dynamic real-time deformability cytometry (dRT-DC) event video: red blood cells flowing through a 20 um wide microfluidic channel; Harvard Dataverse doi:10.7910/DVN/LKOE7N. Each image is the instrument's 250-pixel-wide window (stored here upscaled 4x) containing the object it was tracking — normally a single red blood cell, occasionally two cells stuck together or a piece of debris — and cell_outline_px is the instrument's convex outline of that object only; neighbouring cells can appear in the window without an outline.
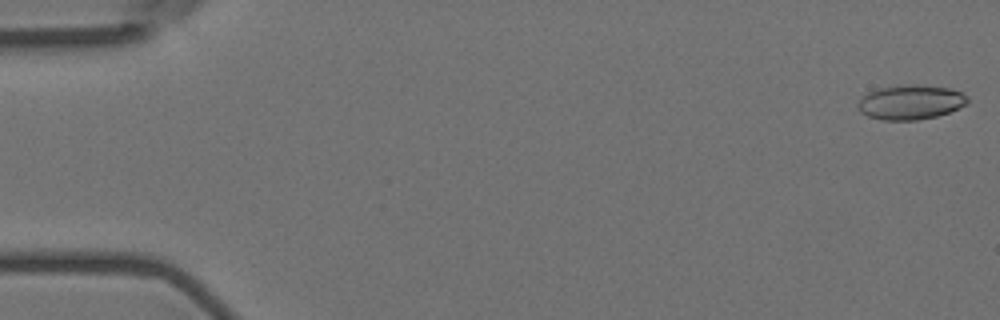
{"species": "Egyptian fruit bat (a non-hibernating species)", "species_latin": "Rousettus aegyptiacus", "temperature_condition": "room temperature", "stored_images_in_passage": 56, "camera_frame_rate_fps": 3000, "um_per_image_px": 0.085, "animal": {"sex": "female"}, "frame": {"image": 1, "passage_image": 1, "time_ms": 0.0, "image_size_px": [1000, 320], "cell_outline_px": [[968, 104], [948, 112], [936, 116], [916, 120], [880, 120], [868, 116], [860, 112], [856, 108], [856, 104], [868, 92], [880, 88], [908, 84], [920, 84], [952, 88], [968, 96]], "centroid_in_image_um": [77.4, 8.68], "position_along_channel_um": 7.6, "area_um2": 22.25}}
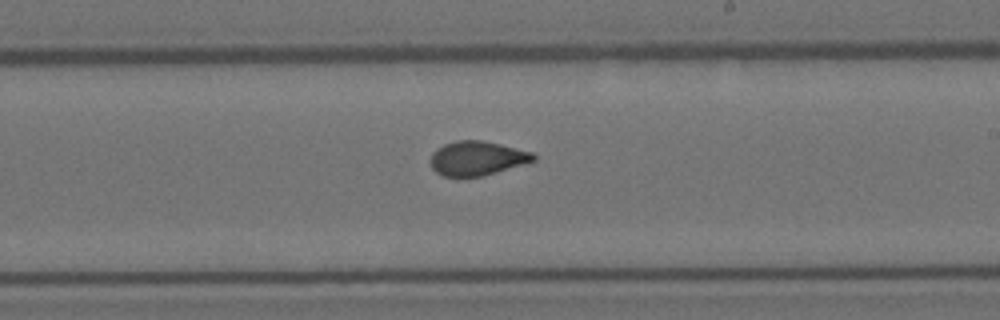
{"frame": {"image": 2, "passage_image": 33, "time_ms": 10.667, "image_size_px": [1000, 320], "cell_outline_px": [[536, 160], [496, 172], [480, 176], [444, 176], [436, 172], [432, 168], [428, 160], [432, 152], [436, 148], [444, 144], [456, 140], [480, 140], [500, 144], [532, 152], [536, 156]], "centroid_in_image_um": [40.5, 13.44], "position_along_channel_um": 248.5, "area_um2": 20.52}}
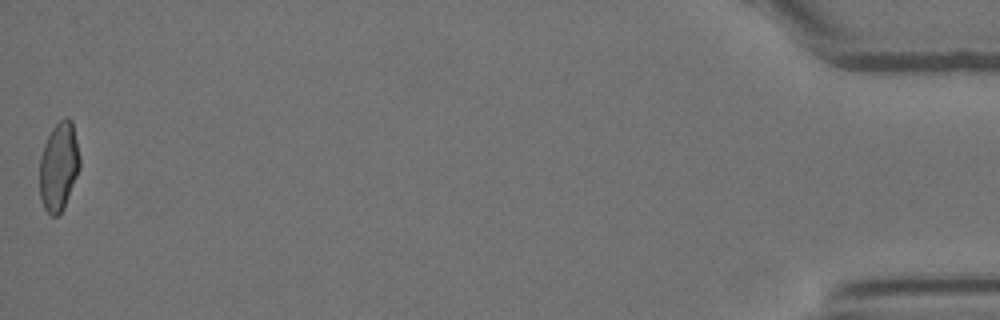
{"frame": {"image": 3, "passage_image": 56, "time_ms": 18.333, "image_size_px": [1000, 320], "cell_outline_px": [[80, 168], [64, 208], [56, 216], [52, 216], [44, 208], [40, 200], [40, 156], [44, 144], [52, 128], [64, 116], [68, 116], [72, 120], [80, 156]], "centroid_in_image_um": [5.0, 14.13], "position_along_channel_um": 430.2, "area_um2": 20.87}, "authors_computed_cell_mechanics": {"area_um2": 20.9525, "velocity_mm_per_s": 3.6257, "shape_relaxation_time_tau1_ms": 9.5838, "shape_relaxation_time_tau2_ms": 1.0678, "deformation_change_tau1": 0.201, "deformation_change_tau2": 0.0624}}